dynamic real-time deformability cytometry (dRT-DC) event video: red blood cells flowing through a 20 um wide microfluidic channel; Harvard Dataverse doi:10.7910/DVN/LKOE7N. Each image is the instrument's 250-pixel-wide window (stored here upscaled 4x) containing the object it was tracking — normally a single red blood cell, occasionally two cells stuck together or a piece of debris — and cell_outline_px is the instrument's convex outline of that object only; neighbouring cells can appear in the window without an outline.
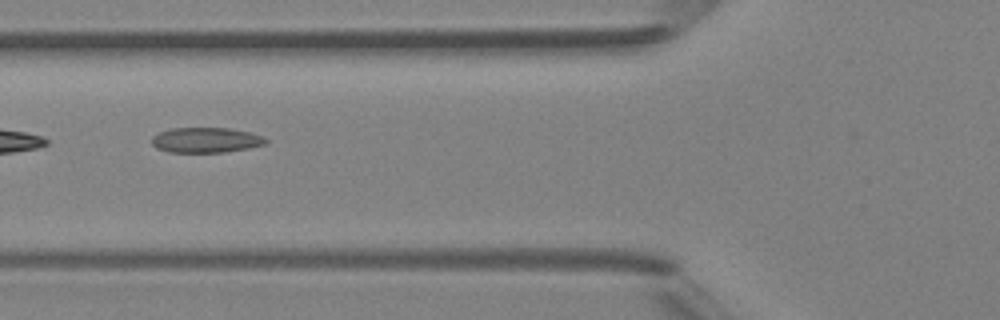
{"species": "Egyptian fruit bat (a non-hibernating species)", "species_latin": "Rousettus aegyptiacus", "temperature_condition": "room temperature", "stored_images_in_passage": 6, "segment_of_instrument_passage": [2, 2], "camera_frame_rate_fps": 3000, "um_per_image_px": 0.085, "animal": {"sex": "female"}, "frame": {"image": 1, "passage_image": 6, "time_ms": 5.667, "image_size_px": [1000, 320], "cell_outline_px": [[268, 140], [264, 144], [248, 148], [224, 152], [168, 152], [156, 148], [152, 144], [152, 136], [160, 132], [172, 128], [228, 128], [248, 132], [264, 136]], "centroid_in_image_um": [17.48, 11.9], "position_along_channel_um": 108.3, "area_um2": 16.65}}